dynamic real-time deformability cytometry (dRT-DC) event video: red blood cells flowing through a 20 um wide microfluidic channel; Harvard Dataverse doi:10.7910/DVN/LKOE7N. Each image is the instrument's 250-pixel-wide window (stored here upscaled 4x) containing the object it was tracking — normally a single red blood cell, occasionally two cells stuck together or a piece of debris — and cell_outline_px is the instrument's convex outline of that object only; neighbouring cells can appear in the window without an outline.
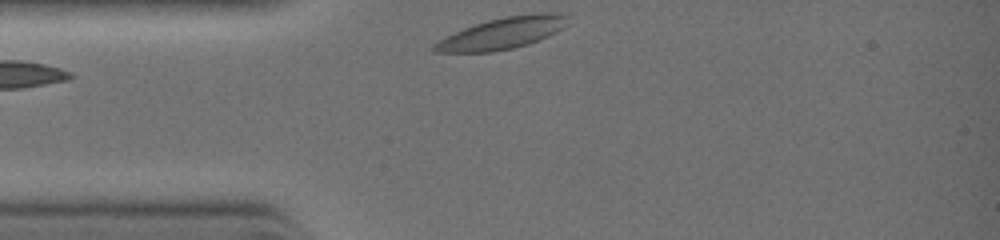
{"species": "common noctule bat (a hibernating species)", "species_latin": "Nyctalus noctula", "temperature_condition": "warm", "stored_images_in_passage": 2, "segment_of_instrument_passage": [2, 2], "camera_frame_rate_fps": 3000, "um_per_image_px": 0.085, "animal": {"sex": "female", "body_mass_g": 19.0, "forearm_length_mm": 51.5}, "frame": {"image": 1, "passage_image": 2, "time_ms": 0.667, "image_size_px": [1000, 240], "cell_outline_px": [[568, 16], [560, 28], [556, 32], [548, 36], [528, 44], [512, 48], [492, 52], [432, 52], [432, 44], [464, 28], [488, 20], [504, 16]], "centroid_in_image_um": [42.51, 2.9], "position_along_channel_um": 42.5, "area_um2": 23.0}}